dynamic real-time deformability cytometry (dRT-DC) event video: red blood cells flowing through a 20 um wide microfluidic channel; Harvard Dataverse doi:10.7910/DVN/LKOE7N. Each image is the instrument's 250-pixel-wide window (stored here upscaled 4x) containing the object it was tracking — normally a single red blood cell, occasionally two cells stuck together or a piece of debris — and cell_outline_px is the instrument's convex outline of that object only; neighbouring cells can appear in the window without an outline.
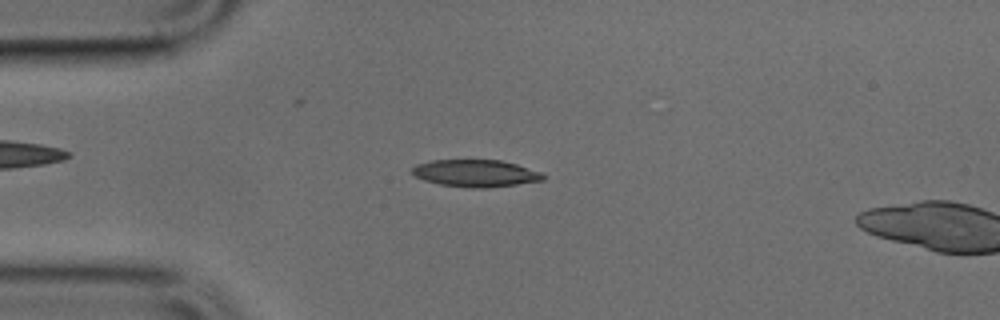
{"species": "common noctule bat (a hibernating species)", "species_latin": "Nyctalus noctula", "temperature_condition": "cold", "stored_images_in_passage": 13, "camera_frame_rate_fps": 3000, "um_per_image_px": 0.085, "animal": {"sex": "male", "body_mass_g": 17.9, "forearm_length_mm": 54.2}, "frame": {"image": 1, "passage_image": 11, "time_ms": 3.333, "image_size_px": [1000, 320], "cell_outline_px": [[544, 180], [516, 184], [484, 188], [472, 188], [440, 184], [424, 180], [416, 176], [412, 172], [412, 168], [416, 164], [432, 160], [500, 160], [516, 164], [540, 172], [544, 176]], "centroid_in_image_um": [40.4, 14.72], "position_along_channel_um": 44.6, "area_um2": 20.46}}